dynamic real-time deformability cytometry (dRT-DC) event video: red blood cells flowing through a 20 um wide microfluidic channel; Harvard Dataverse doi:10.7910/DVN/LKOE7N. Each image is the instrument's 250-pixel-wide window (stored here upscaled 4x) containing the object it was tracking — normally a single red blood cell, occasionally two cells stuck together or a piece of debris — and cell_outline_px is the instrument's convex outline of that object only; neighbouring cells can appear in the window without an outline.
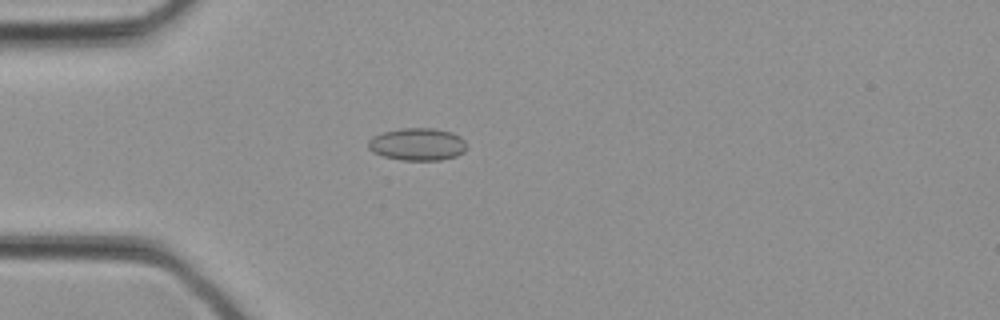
{"species": "common noctule bat (a hibernating species)", "species_latin": "Nyctalus noctula", "temperature_condition": "cold", "stored_images_in_passage": 27, "camera_frame_rate_fps": 3000, "um_per_image_px": 0.085, "animal": {"sex": "female", "body_mass_g": 21.9}, "frame": {"image": 1, "passage_image": 3, "time_ms": 0.667, "image_size_px": [1000, 320], "cell_outline_px": [[468, 148], [464, 152], [456, 156], [440, 160], [400, 160], [384, 156], [372, 152], [368, 148], [368, 140], [372, 136], [384, 132], [400, 128], [432, 128], [452, 132], [460, 136], [468, 144]], "centroid_in_image_um": [35.5, 12.26], "position_along_channel_um": 49.5, "area_um2": 18.84}}
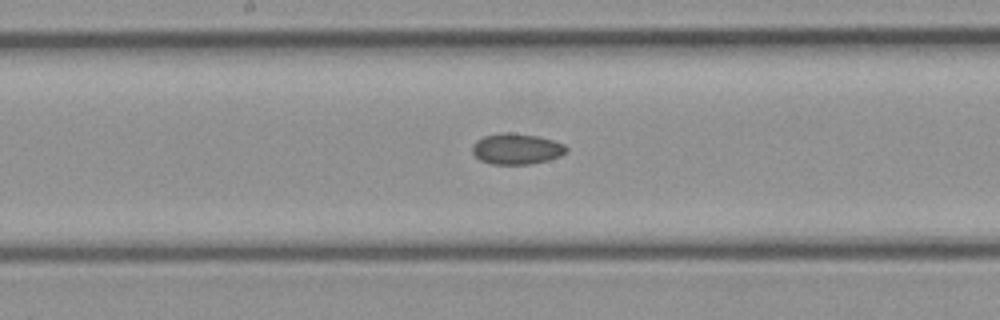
{"frame": {"image": 2, "passage_image": 11, "time_ms": 3.333, "image_size_px": [1000, 320], "cell_outline_px": [[568, 152], [560, 156], [548, 160], [528, 164], [492, 164], [480, 160], [472, 152], [472, 144], [476, 140], [484, 136], [500, 132], [512, 132], [536, 136], [552, 140], [564, 144], [568, 148]], "centroid_in_image_um": [43.9, 12.64], "position_along_channel_um": 204.3, "area_um2": 16.99}}
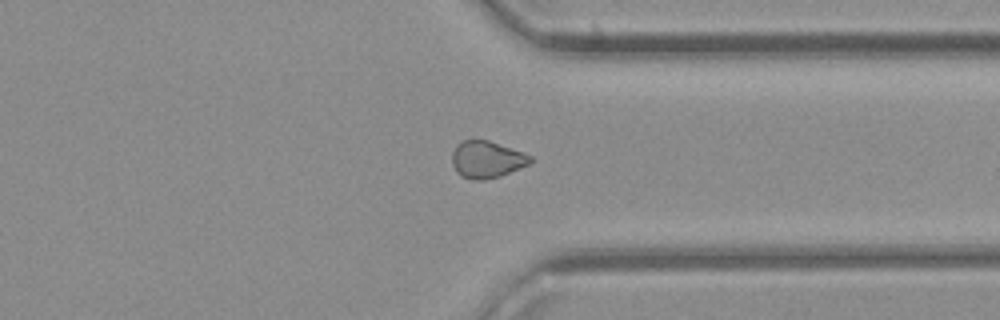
{"frame": {"image": 3, "passage_image": 19, "time_ms": 6.0, "image_size_px": [1000, 320], "cell_outline_px": [[532, 160], [528, 164], [500, 176], [484, 180], [472, 180], [460, 176], [456, 172], [452, 164], [452, 152], [456, 144], [460, 140], [488, 140], [524, 152], [532, 156]], "centroid_in_image_um": [41.34, 13.55], "position_along_channel_um": 370.1, "area_um2": 16.99}}